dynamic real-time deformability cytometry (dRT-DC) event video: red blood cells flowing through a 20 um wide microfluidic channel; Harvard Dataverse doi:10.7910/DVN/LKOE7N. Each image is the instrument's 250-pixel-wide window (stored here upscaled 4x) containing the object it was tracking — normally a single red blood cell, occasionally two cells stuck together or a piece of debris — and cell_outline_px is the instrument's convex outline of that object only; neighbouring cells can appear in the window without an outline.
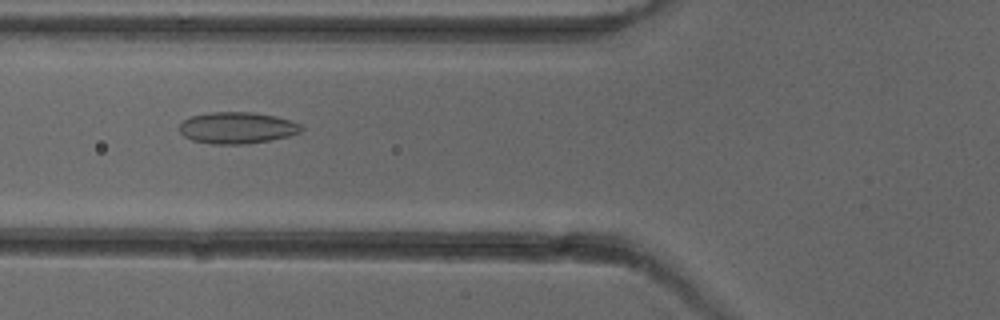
{"species": "common noctule bat (a hibernating species)", "species_latin": "Nyctalus noctula", "temperature_condition": "cold", "stored_images_in_passage": 8, "camera_frame_rate_fps": 3000, "um_per_image_px": 0.085, "animal": {"sex": "female"}, "frame": {"image": 1, "passage_image": 6, "time_ms": 6.0, "image_size_px": [1000, 320], "cell_outline_px": [[304, 128], [300, 132], [288, 136], [268, 140], [244, 144], [212, 144], [192, 140], [184, 136], [180, 132], [180, 124], [184, 120], [192, 116], [212, 112], [252, 112], [276, 116], [292, 120], [300, 124]], "centroid_in_image_um": [20.17, 10.86], "position_along_channel_um": 105.6, "area_um2": 22.31}}
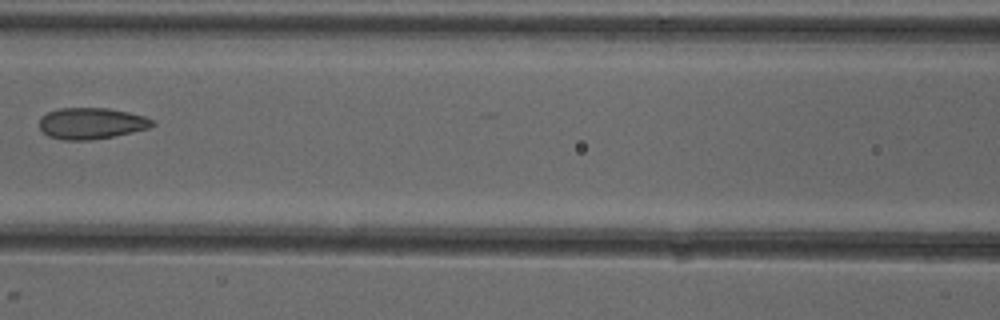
{"frame": {"image": 2, "passage_image": 7, "time_ms": 7.333, "image_size_px": [1000, 320], "cell_outline_px": [[156, 124], [148, 128], [132, 132], [112, 136], [88, 140], [64, 140], [48, 136], [40, 128], [40, 116], [48, 112], [60, 108], [108, 108], [128, 112], [144, 116], [152, 120]], "centroid_in_image_um": [7.75, 10.48], "position_along_channel_um": 158.9, "area_um2": 20.46}}
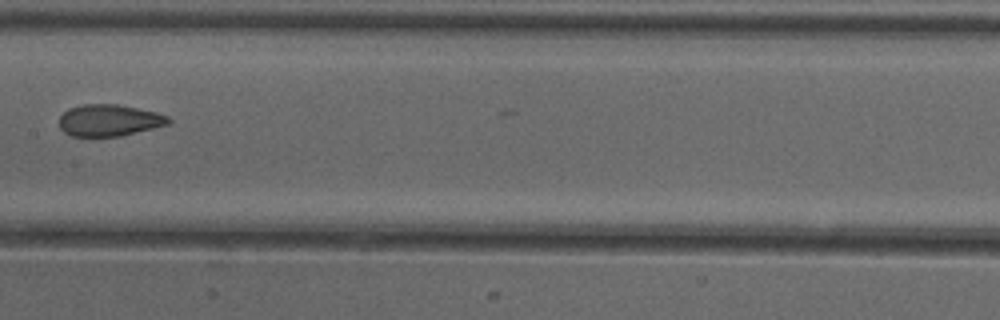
{"frame": {"image": 3, "passage_image": 8, "time_ms": 8.333, "image_size_px": [1000, 320], "cell_outline_px": [[172, 120], [168, 124], [120, 136], [72, 136], [64, 132], [60, 128], [60, 116], [68, 108], [84, 104], [116, 104], [156, 112], [168, 116]], "centroid_in_image_um": [9.26, 10.22], "position_along_channel_um": 198.1, "area_um2": 20.0}}